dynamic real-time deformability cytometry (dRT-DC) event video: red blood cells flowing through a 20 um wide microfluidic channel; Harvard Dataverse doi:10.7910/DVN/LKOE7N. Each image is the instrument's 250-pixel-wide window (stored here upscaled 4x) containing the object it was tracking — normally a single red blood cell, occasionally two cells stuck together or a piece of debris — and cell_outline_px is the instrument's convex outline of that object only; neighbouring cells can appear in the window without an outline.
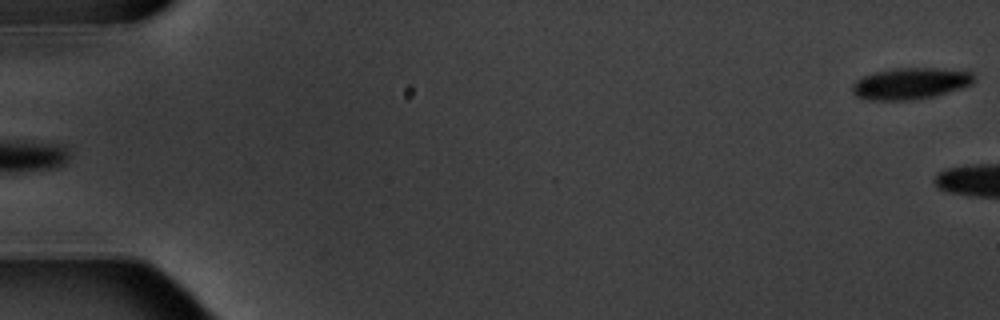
{"species": "common noctule bat (a hibernating species)", "species_latin": "Nyctalus noctula", "temperature_condition": "warm", "stored_images_in_passage": 6, "camera_frame_rate_fps": 3000, "um_per_image_px": 0.085, "animal": {"sex": "male", "body_mass_g": 20.1, "forearm_length_mm": 53.5}, "frame": {"image": 1, "passage_image": 6, "time_ms": 7.0, "image_size_px": [1000, 320], "cell_outline_px": [[976, 80], [972, 84], [960, 88], [932, 96], [912, 100], [864, 100], [856, 96], [852, 92], [852, 84], [856, 80], [864, 76], [876, 72], [896, 68], [936, 68], [972, 72]], "centroid_in_image_um": [77.36, 7.1], "position_along_channel_um": 7.6, "area_um2": 22.2}}